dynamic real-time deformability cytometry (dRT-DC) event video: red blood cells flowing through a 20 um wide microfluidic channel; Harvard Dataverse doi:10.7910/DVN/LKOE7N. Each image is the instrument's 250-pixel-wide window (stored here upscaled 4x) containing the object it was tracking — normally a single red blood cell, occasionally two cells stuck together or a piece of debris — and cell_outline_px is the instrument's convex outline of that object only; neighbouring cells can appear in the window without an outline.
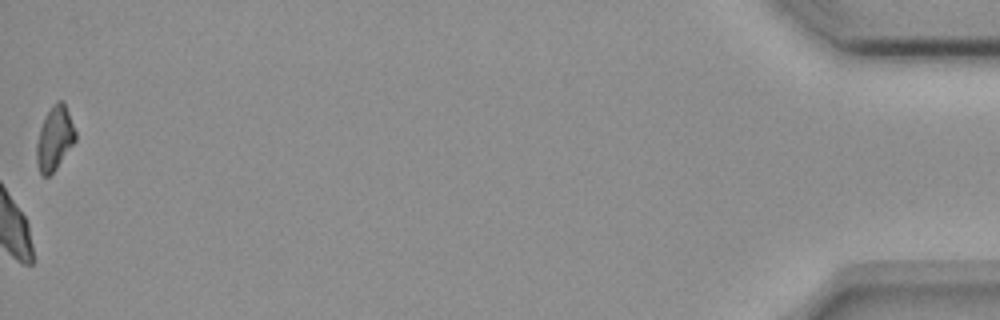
{"species": "common noctule bat (a hibernating species)", "species_latin": "Nyctalus noctula", "temperature_condition": "room temperature", "stored_images_in_passage": 47, "camera_frame_rate_fps": 3000, "um_per_image_px": 0.085, "animal": {"sex": "female", "body_mass_g": 18.4}, "frame": {"image": 1, "passage_image": 47, "time_ms": 15.333, "image_size_px": [1000, 320], "cell_outline_px": [[76, 140], [56, 168], [48, 176], [44, 176], [40, 172], [36, 160], [36, 144], [40, 128], [44, 116], [52, 104], [56, 100], [64, 100], [76, 132]], "centroid_in_image_um": [4.64, 11.7], "position_along_channel_um": 430.6, "area_um2": 14.51}}